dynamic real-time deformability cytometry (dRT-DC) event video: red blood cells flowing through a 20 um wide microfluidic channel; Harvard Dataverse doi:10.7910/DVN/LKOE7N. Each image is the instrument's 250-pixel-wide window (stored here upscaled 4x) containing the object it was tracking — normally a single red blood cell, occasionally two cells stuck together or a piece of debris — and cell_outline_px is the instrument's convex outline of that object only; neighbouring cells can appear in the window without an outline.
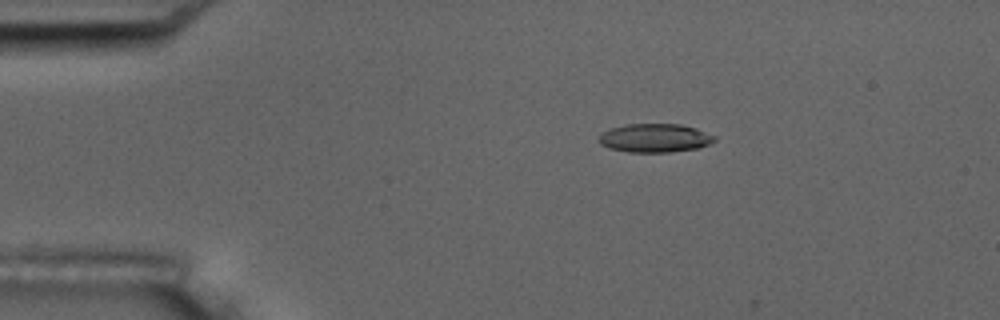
{"species": "common noctule bat (a hibernating species)", "species_latin": "Nyctalus noctula", "temperature_condition": "room temperature", "stored_images_in_passage": 6, "camera_frame_rate_fps": 3000, "um_per_image_px": 0.085, "animal": {"sex": "male", "body_mass_g": 17.5, "forearm_length_mm": 52.3}, "frame": {"image": 1, "passage_image": 3, "time_ms": 2.333, "image_size_px": [1000, 320], "cell_outline_px": [[716, 140], [700, 148], [672, 152], [628, 152], [608, 148], [600, 144], [596, 140], [604, 132], [612, 128], [628, 124], [680, 124], [696, 128], [716, 136]], "centroid_in_image_um": [55.68, 11.74], "position_along_channel_um": 29.3, "area_um2": 19.36}}
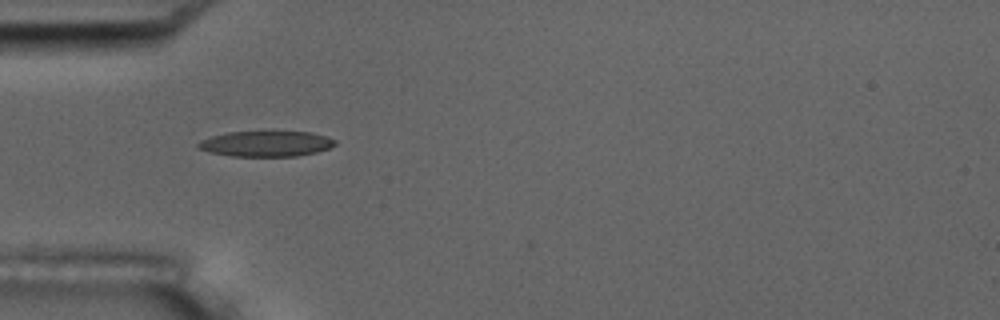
{"frame": {"image": 2, "passage_image": 5, "time_ms": 4.667, "image_size_px": [1000, 320], "cell_outline_px": [[336, 144], [328, 148], [316, 152], [296, 156], [232, 156], [212, 152], [196, 148], [196, 144], [200, 140], [212, 136], [228, 132], [312, 132], [328, 136], [336, 140]], "centroid_in_image_um": [22.62, 12.21], "position_along_channel_um": 62.4, "area_um2": 20.29}}